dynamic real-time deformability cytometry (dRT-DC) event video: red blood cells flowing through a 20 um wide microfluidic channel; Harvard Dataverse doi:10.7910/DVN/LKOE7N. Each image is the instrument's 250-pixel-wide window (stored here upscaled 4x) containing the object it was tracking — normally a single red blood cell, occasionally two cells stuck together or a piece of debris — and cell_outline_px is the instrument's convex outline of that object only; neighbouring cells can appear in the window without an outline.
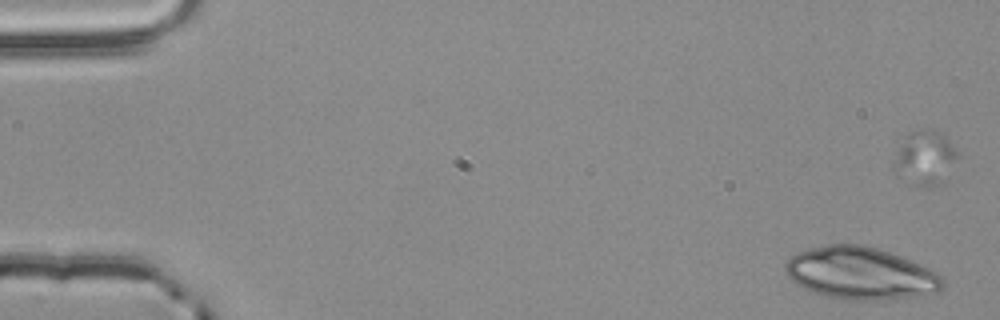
{"species": "common noctule bat (a hibernating species)", "species_latin": "Nyctalus noctula", "temperature_condition": "room temperature", "stored_images_in_passage": 5, "segment_of_instrument_passage": [1, 2], "camera_frame_rate_fps": 3000, "um_per_image_px": 0.085, "animal": {"sex": "male", "body_mass_g": 20.4}, "frame": {"image": 1, "passage_image": 1, "time_ms": 0.0, "image_size_px": [1000, 320], "cell_outline_px": [[944, 284], [936, 292], [924, 296], [888, 300], [836, 300], [812, 292], [796, 284], [788, 276], [784, 268], [784, 264], [796, 252], [828, 244], [860, 244], [892, 252], [928, 268], [936, 272], [944, 280]], "centroid_in_image_um": [73.14, 23.25], "position_along_channel_um": 11.9, "area_um2": 48.38}}